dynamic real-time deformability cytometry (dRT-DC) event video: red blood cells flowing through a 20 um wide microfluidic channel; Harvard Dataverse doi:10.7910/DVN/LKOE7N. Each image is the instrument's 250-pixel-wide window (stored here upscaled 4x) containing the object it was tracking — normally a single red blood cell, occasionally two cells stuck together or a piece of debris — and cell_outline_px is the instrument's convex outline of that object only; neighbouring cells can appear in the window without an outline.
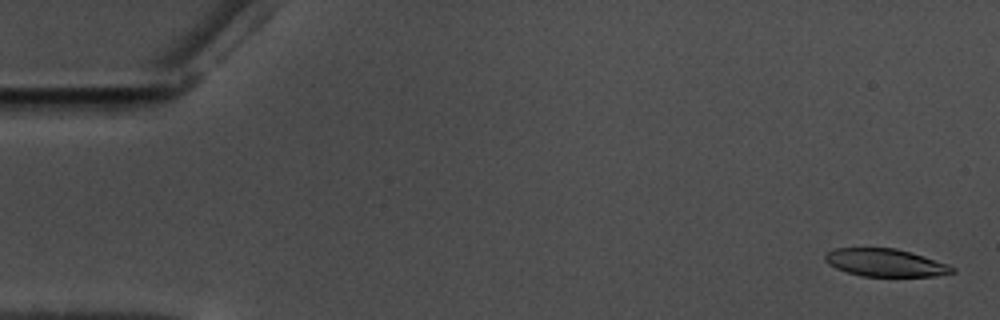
{"species": "common noctule bat (a hibernating species)", "species_latin": "Nyctalus noctula", "temperature_condition": "warm", "stored_images_in_passage": 58, "camera_frame_rate_fps": 3000, "um_per_image_px": 0.085, "animal": {"sex": "male", "body_mass_g": 17.5, "forearm_length_mm": 52.3}, "frame": {"image": 1, "passage_image": 2, "time_ms": 0.333, "image_size_px": [1000, 320], "cell_outline_px": [[956, 272], [936, 276], [860, 276], [836, 268], [828, 264], [824, 260], [824, 256], [828, 252], [836, 248], [896, 248], [948, 264], [956, 268]], "centroid_in_image_um": [75.26, 22.33], "position_along_channel_um": 9.7, "area_um2": 20.4}}
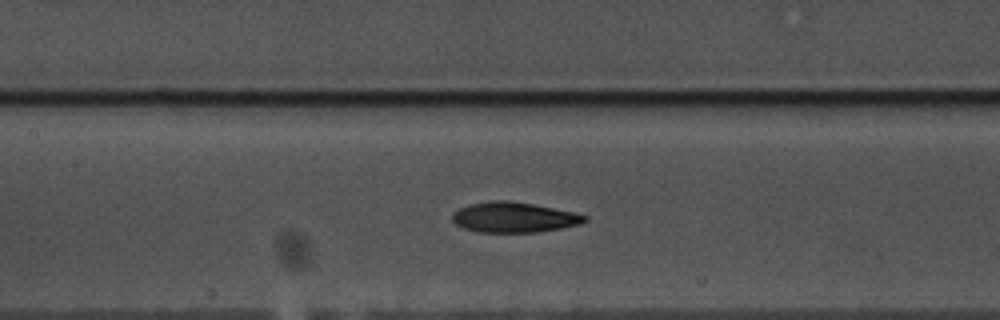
{"frame": {"image": 2, "passage_image": 27, "time_ms": 8.667, "image_size_px": [1000, 320], "cell_outline_px": [[588, 220], [580, 224], [560, 228], [536, 232], [476, 232], [464, 228], [456, 224], [452, 220], [452, 216], [460, 208], [468, 204], [492, 200], [508, 200], [532, 204], [572, 212], [588, 216]], "centroid_in_image_um": [43.67, 18.47], "position_along_channel_um": 163.7, "area_um2": 23.18}}
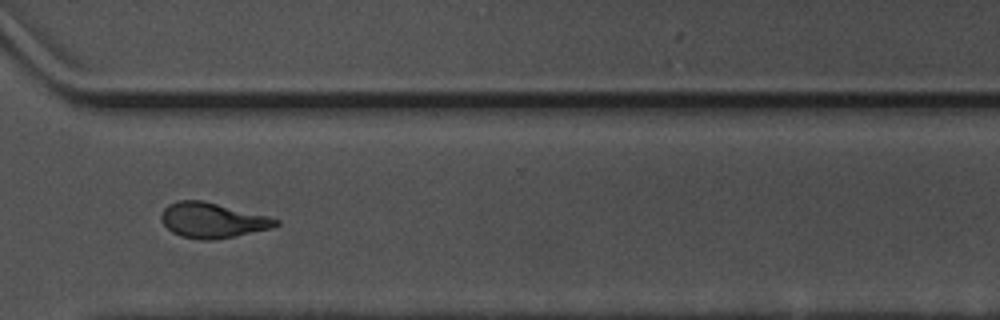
{"frame": {"image": 3, "passage_image": 43, "time_ms": 14.0, "image_size_px": [1000, 320], "cell_outline_px": [[280, 224], [272, 228], [212, 240], [200, 240], [180, 236], [172, 232], [160, 220], [160, 216], [164, 208], [168, 204], [176, 200], [204, 200], [268, 216], [280, 220]], "centroid_in_image_um": [18.03, 18.71], "position_along_channel_um": 352.6, "area_um2": 23.52}, "authors_computed_cell_mechanics": {"area_um2": 23.2356, "velocity_mm_per_s": 3.5459, "shape_relaxation_time_tau1_ms": 7.2243, "shape_relaxation_time_tau2_ms": 3.0105, "deformation_change_tau1": 0.2087, "deformation_change_tau2": 0.1072}}